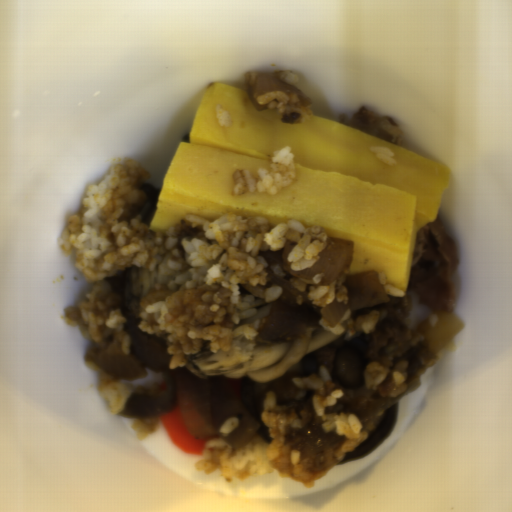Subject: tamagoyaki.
<instances>
[{"label":"tamagoyaki","mask_w":512,"mask_h":512,"mask_svg":"<svg viewBox=\"0 0 512 512\" xmlns=\"http://www.w3.org/2000/svg\"><path fill=\"white\" fill-rule=\"evenodd\" d=\"M228 112L221 127L216 106ZM277 108L257 111L246 89L229 82L206 86L188 139L177 146L158 189L149 230L171 231L186 215L214 222L227 214L264 218L270 228L292 221L353 242L348 274L374 270L404 294L419 227L438 217L452 167L317 115L297 124ZM290 146L297 165L291 184L269 194H234L232 175H258L276 149ZM387 147L385 164L371 147ZM403 294V295H404Z\"/></svg>","instance_id":"81b7327e"}]
</instances>
